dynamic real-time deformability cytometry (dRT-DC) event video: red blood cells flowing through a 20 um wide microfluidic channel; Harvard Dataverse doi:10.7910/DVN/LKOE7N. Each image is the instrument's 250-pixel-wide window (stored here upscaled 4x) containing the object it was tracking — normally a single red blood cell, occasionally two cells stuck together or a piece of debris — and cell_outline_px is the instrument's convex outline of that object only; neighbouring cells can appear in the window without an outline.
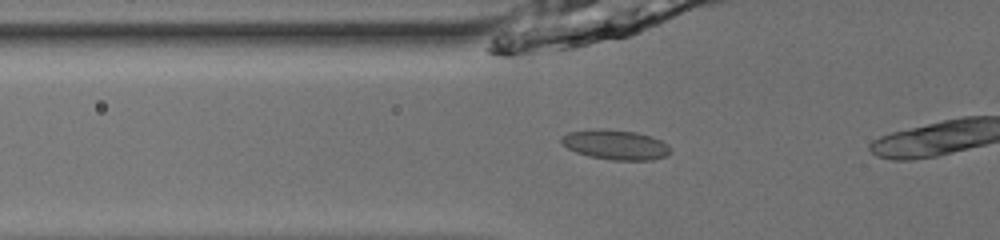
{"species": "common noctule bat (a hibernating species)", "species_latin": "Nyctalus noctula", "temperature_condition": "room temperature", "stored_images_in_passage": 8, "camera_frame_rate_fps": 3000, "um_per_image_px": 0.085, "animal": {"sex": "male", "body_mass_g": 13.0, "forearm_length_mm": 53.1}, "frame": {"image": 1, "passage_image": 7, "time_ms": 2.0, "image_size_px": [1000, 240], "cell_outline_px": [[672, 152], [664, 156], [652, 160], [612, 160], [588, 156], [576, 152], [568, 148], [560, 140], [560, 136], [568, 132], [636, 132], [660, 140], [668, 144], [672, 148]], "centroid_in_image_um": [52.38, 12.37], "position_along_channel_um": 73.4, "area_um2": 17.98}}